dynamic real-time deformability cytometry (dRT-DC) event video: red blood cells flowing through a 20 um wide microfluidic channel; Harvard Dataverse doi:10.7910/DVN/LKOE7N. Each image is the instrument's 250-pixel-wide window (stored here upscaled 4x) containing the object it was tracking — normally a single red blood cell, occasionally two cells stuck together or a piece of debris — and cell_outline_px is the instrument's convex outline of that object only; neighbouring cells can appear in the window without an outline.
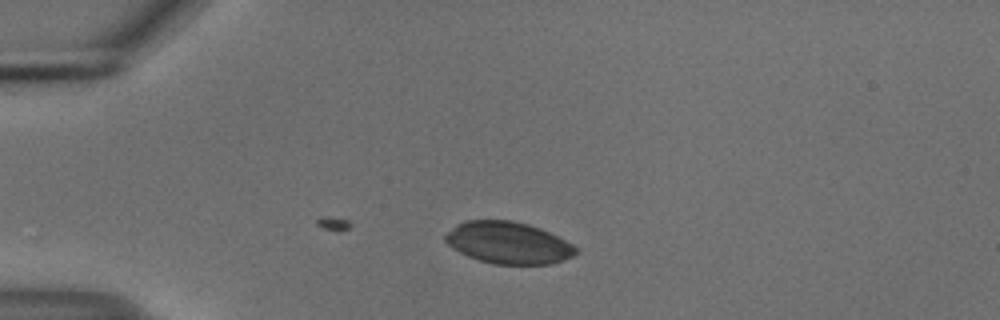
{"species": "common noctule bat (a hibernating species)", "species_latin": "Nyctalus noctula", "temperature_condition": "cold", "stored_images_in_passage": 12, "camera_frame_rate_fps": 3000, "um_per_image_px": 0.085, "animal": {"sex": "male", "body_mass_g": 18.8}, "frame": {"image": 1, "passage_image": 1, "time_ms": 0.0, "image_size_px": [1000, 320], "cell_outline_px": [[580, 252], [564, 260], [552, 264], [496, 264], [480, 260], [468, 256], [452, 248], [444, 240], [444, 236], [456, 224], [464, 220], [512, 220], [528, 224], [540, 228], [572, 244]], "centroid_in_image_um": [43.2, 20.63], "position_along_channel_um": 41.8, "area_um2": 31.79}}